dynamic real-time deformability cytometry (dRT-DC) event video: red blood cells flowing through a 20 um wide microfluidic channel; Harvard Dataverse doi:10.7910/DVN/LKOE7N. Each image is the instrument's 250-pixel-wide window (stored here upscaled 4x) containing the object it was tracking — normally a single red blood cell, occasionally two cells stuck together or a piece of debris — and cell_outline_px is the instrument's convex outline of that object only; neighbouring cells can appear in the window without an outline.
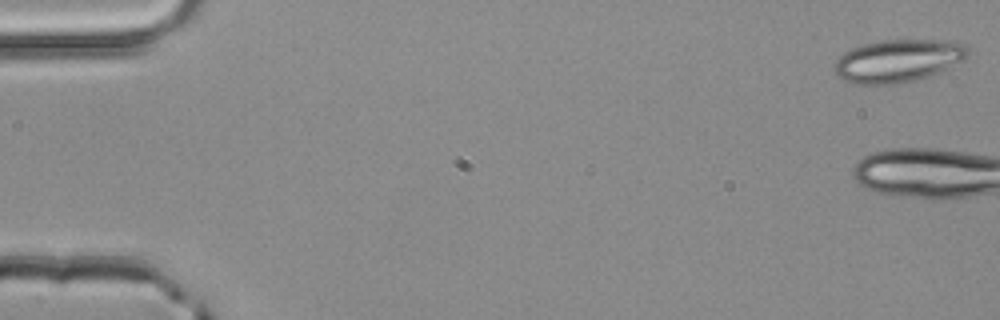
{"species": "common noctule bat (a hibernating species)", "species_latin": "Nyctalus noctula", "temperature_condition": "room temperature", "stored_images_in_passage": 4, "camera_frame_rate_fps": 3000, "um_per_image_px": 0.085, "animal": {"sex": "male", "body_mass_g": 20.4}, "frame": {"image": 1, "passage_image": 1, "time_ms": 0.0, "image_size_px": [1000, 320], "cell_outline_px": [[968, 56], [964, 60], [928, 76], [896, 84], [852, 84], [840, 80], [836, 76], [832, 68], [836, 60], [844, 52], [852, 48], [864, 44], [880, 40], [960, 40], [968, 44]], "centroid_in_image_um": [76.32, 5.15], "position_along_channel_um": 8.7, "area_um2": 33.64}}